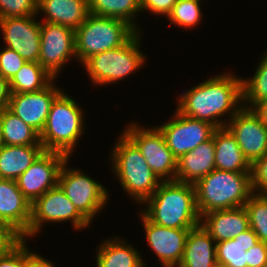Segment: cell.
Listing matches in <instances>:
<instances>
[{"label":"cell","instance_id":"6da1fadb","mask_svg":"<svg viewBox=\"0 0 267 267\" xmlns=\"http://www.w3.org/2000/svg\"><path fill=\"white\" fill-rule=\"evenodd\" d=\"M242 80L230 73L211 77L181 94L176 109L184 116L223 128L227 122L220 117L227 113L230 120L243 107Z\"/></svg>","mask_w":267,"mask_h":267},{"label":"cell","instance_id":"7a4b0ae2","mask_svg":"<svg viewBox=\"0 0 267 267\" xmlns=\"http://www.w3.org/2000/svg\"><path fill=\"white\" fill-rule=\"evenodd\" d=\"M143 204V214L153 223L170 228H194L201 224L193 184L162 181Z\"/></svg>","mask_w":267,"mask_h":267},{"label":"cell","instance_id":"3957f363","mask_svg":"<svg viewBox=\"0 0 267 267\" xmlns=\"http://www.w3.org/2000/svg\"><path fill=\"white\" fill-rule=\"evenodd\" d=\"M194 186L200 217L214 210L242 207L253 194L251 173L214 169Z\"/></svg>","mask_w":267,"mask_h":267},{"label":"cell","instance_id":"277c9868","mask_svg":"<svg viewBox=\"0 0 267 267\" xmlns=\"http://www.w3.org/2000/svg\"><path fill=\"white\" fill-rule=\"evenodd\" d=\"M117 140L110 157L113 173L128 196L143 204L162 181L147 165L141 151L124 133Z\"/></svg>","mask_w":267,"mask_h":267},{"label":"cell","instance_id":"5b68a950","mask_svg":"<svg viewBox=\"0 0 267 267\" xmlns=\"http://www.w3.org/2000/svg\"><path fill=\"white\" fill-rule=\"evenodd\" d=\"M82 108L62 91L52 102L40 143L45 151L59 152L70 158L85 128Z\"/></svg>","mask_w":267,"mask_h":267},{"label":"cell","instance_id":"8992f818","mask_svg":"<svg viewBox=\"0 0 267 267\" xmlns=\"http://www.w3.org/2000/svg\"><path fill=\"white\" fill-rule=\"evenodd\" d=\"M135 33L136 31L122 20L89 14L75 30L76 59L83 64L93 55L121 47Z\"/></svg>","mask_w":267,"mask_h":267},{"label":"cell","instance_id":"52a82bcc","mask_svg":"<svg viewBox=\"0 0 267 267\" xmlns=\"http://www.w3.org/2000/svg\"><path fill=\"white\" fill-rule=\"evenodd\" d=\"M140 33L136 32L121 47L93 55L82 64L94 85L112 84L139 70L146 60L139 49Z\"/></svg>","mask_w":267,"mask_h":267},{"label":"cell","instance_id":"ba28073f","mask_svg":"<svg viewBox=\"0 0 267 267\" xmlns=\"http://www.w3.org/2000/svg\"><path fill=\"white\" fill-rule=\"evenodd\" d=\"M63 163L58 177V185L74 204L78 212L91 224L94 216L100 213L109 199V193L80 169H68V161Z\"/></svg>","mask_w":267,"mask_h":267},{"label":"cell","instance_id":"9c48e42d","mask_svg":"<svg viewBox=\"0 0 267 267\" xmlns=\"http://www.w3.org/2000/svg\"><path fill=\"white\" fill-rule=\"evenodd\" d=\"M123 133L136 145L147 165L161 181L176 180L177 158L167 147L163 133L158 127L143 128L130 123Z\"/></svg>","mask_w":267,"mask_h":267},{"label":"cell","instance_id":"30bf717a","mask_svg":"<svg viewBox=\"0 0 267 267\" xmlns=\"http://www.w3.org/2000/svg\"><path fill=\"white\" fill-rule=\"evenodd\" d=\"M70 220L73 228L81 231L90 223L78 212L59 185L49 189L31 204L29 236L40 232L44 223ZM42 226V227H41Z\"/></svg>","mask_w":267,"mask_h":267},{"label":"cell","instance_id":"8fae6325","mask_svg":"<svg viewBox=\"0 0 267 267\" xmlns=\"http://www.w3.org/2000/svg\"><path fill=\"white\" fill-rule=\"evenodd\" d=\"M174 113L169 122L158 128L164 135L167 147L179 159L199 144L210 140L217 128L209 122L184 116L177 109Z\"/></svg>","mask_w":267,"mask_h":267},{"label":"cell","instance_id":"7c38bea8","mask_svg":"<svg viewBox=\"0 0 267 267\" xmlns=\"http://www.w3.org/2000/svg\"><path fill=\"white\" fill-rule=\"evenodd\" d=\"M40 57L38 62L54 77L75 53V30L48 22H40Z\"/></svg>","mask_w":267,"mask_h":267},{"label":"cell","instance_id":"4fadbf2b","mask_svg":"<svg viewBox=\"0 0 267 267\" xmlns=\"http://www.w3.org/2000/svg\"><path fill=\"white\" fill-rule=\"evenodd\" d=\"M68 157L59 152L44 151L15 181L32 204L38 197L58 185L60 169Z\"/></svg>","mask_w":267,"mask_h":267},{"label":"cell","instance_id":"5bb4252c","mask_svg":"<svg viewBox=\"0 0 267 267\" xmlns=\"http://www.w3.org/2000/svg\"><path fill=\"white\" fill-rule=\"evenodd\" d=\"M225 127L235 137L250 164L267 153V127L251 108L243 106Z\"/></svg>","mask_w":267,"mask_h":267},{"label":"cell","instance_id":"9a60e30c","mask_svg":"<svg viewBox=\"0 0 267 267\" xmlns=\"http://www.w3.org/2000/svg\"><path fill=\"white\" fill-rule=\"evenodd\" d=\"M35 16L0 19V30L5 47L16 51L27 62H38L40 57V22Z\"/></svg>","mask_w":267,"mask_h":267},{"label":"cell","instance_id":"2e32d148","mask_svg":"<svg viewBox=\"0 0 267 267\" xmlns=\"http://www.w3.org/2000/svg\"><path fill=\"white\" fill-rule=\"evenodd\" d=\"M35 92L11 93L8 109L39 134L43 131L52 102L62 92L53 84Z\"/></svg>","mask_w":267,"mask_h":267},{"label":"cell","instance_id":"e0dca14e","mask_svg":"<svg viewBox=\"0 0 267 267\" xmlns=\"http://www.w3.org/2000/svg\"><path fill=\"white\" fill-rule=\"evenodd\" d=\"M145 236L150 248L155 252L164 267H178L186 245L189 230L192 228L163 227L151 222L140 212Z\"/></svg>","mask_w":267,"mask_h":267},{"label":"cell","instance_id":"ac0fdd59","mask_svg":"<svg viewBox=\"0 0 267 267\" xmlns=\"http://www.w3.org/2000/svg\"><path fill=\"white\" fill-rule=\"evenodd\" d=\"M0 220L23 239L29 237L31 203L24 197L15 180L0 179Z\"/></svg>","mask_w":267,"mask_h":267},{"label":"cell","instance_id":"d6986e66","mask_svg":"<svg viewBox=\"0 0 267 267\" xmlns=\"http://www.w3.org/2000/svg\"><path fill=\"white\" fill-rule=\"evenodd\" d=\"M201 224L216 243L230 240L250 228L244 206L208 212L201 217Z\"/></svg>","mask_w":267,"mask_h":267},{"label":"cell","instance_id":"ffe728a7","mask_svg":"<svg viewBox=\"0 0 267 267\" xmlns=\"http://www.w3.org/2000/svg\"><path fill=\"white\" fill-rule=\"evenodd\" d=\"M215 168L213 136L177 160L176 181L195 185Z\"/></svg>","mask_w":267,"mask_h":267},{"label":"cell","instance_id":"44dd1931","mask_svg":"<svg viewBox=\"0 0 267 267\" xmlns=\"http://www.w3.org/2000/svg\"><path fill=\"white\" fill-rule=\"evenodd\" d=\"M216 242L199 224L189 230L184 253L178 267H217Z\"/></svg>","mask_w":267,"mask_h":267},{"label":"cell","instance_id":"7402d4cb","mask_svg":"<svg viewBox=\"0 0 267 267\" xmlns=\"http://www.w3.org/2000/svg\"><path fill=\"white\" fill-rule=\"evenodd\" d=\"M44 12L46 20L76 30L89 13L88 0H38L37 13Z\"/></svg>","mask_w":267,"mask_h":267},{"label":"cell","instance_id":"603a6c76","mask_svg":"<svg viewBox=\"0 0 267 267\" xmlns=\"http://www.w3.org/2000/svg\"><path fill=\"white\" fill-rule=\"evenodd\" d=\"M215 168L221 171L251 173V164L244 157L235 137L226 127L213 133Z\"/></svg>","mask_w":267,"mask_h":267},{"label":"cell","instance_id":"cb8c5ba5","mask_svg":"<svg viewBox=\"0 0 267 267\" xmlns=\"http://www.w3.org/2000/svg\"><path fill=\"white\" fill-rule=\"evenodd\" d=\"M44 151L43 145H4L0 149V179L16 180Z\"/></svg>","mask_w":267,"mask_h":267},{"label":"cell","instance_id":"d4e9b609","mask_svg":"<svg viewBox=\"0 0 267 267\" xmlns=\"http://www.w3.org/2000/svg\"><path fill=\"white\" fill-rule=\"evenodd\" d=\"M96 252L97 267H146L136 248L116 237L100 243Z\"/></svg>","mask_w":267,"mask_h":267},{"label":"cell","instance_id":"484cf974","mask_svg":"<svg viewBox=\"0 0 267 267\" xmlns=\"http://www.w3.org/2000/svg\"><path fill=\"white\" fill-rule=\"evenodd\" d=\"M258 241V236L249 228L230 240L216 243L218 266L247 267V250Z\"/></svg>","mask_w":267,"mask_h":267},{"label":"cell","instance_id":"4316f807","mask_svg":"<svg viewBox=\"0 0 267 267\" xmlns=\"http://www.w3.org/2000/svg\"><path fill=\"white\" fill-rule=\"evenodd\" d=\"M0 128L4 145H42L40 134L8 108L0 113Z\"/></svg>","mask_w":267,"mask_h":267},{"label":"cell","instance_id":"83f0119b","mask_svg":"<svg viewBox=\"0 0 267 267\" xmlns=\"http://www.w3.org/2000/svg\"><path fill=\"white\" fill-rule=\"evenodd\" d=\"M89 13L101 16L116 18L126 22L136 32L140 28L134 21V17L141 12V0H88Z\"/></svg>","mask_w":267,"mask_h":267},{"label":"cell","instance_id":"f1b7e54d","mask_svg":"<svg viewBox=\"0 0 267 267\" xmlns=\"http://www.w3.org/2000/svg\"><path fill=\"white\" fill-rule=\"evenodd\" d=\"M54 78L39 62H25L9 80L11 93H28L42 90Z\"/></svg>","mask_w":267,"mask_h":267},{"label":"cell","instance_id":"f546056e","mask_svg":"<svg viewBox=\"0 0 267 267\" xmlns=\"http://www.w3.org/2000/svg\"><path fill=\"white\" fill-rule=\"evenodd\" d=\"M243 106L252 108L256 103L267 100V52L251 78L242 80ZM245 104V105H244Z\"/></svg>","mask_w":267,"mask_h":267},{"label":"cell","instance_id":"4dcf8cb0","mask_svg":"<svg viewBox=\"0 0 267 267\" xmlns=\"http://www.w3.org/2000/svg\"><path fill=\"white\" fill-rule=\"evenodd\" d=\"M249 226L259 241L267 243V195L253 193L244 204Z\"/></svg>","mask_w":267,"mask_h":267},{"label":"cell","instance_id":"1f68e13d","mask_svg":"<svg viewBox=\"0 0 267 267\" xmlns=\"http://www.w3.org/2000/svg\"><path fill=\"white\" fill-rule=\"evenodd\" d=\"M203 0H178L167 15L170 24L184 29L194 28L201 22V2Z\"/></svg>","mask_w":267,"mask_h":267},{"label":"cell","instance_id":"d6a6232c","mask_svg":"<svg viewBox=\"0 0 267 267\" xmlns=\"http://www.w3.org/2000/svg\"><path fill=\"white\" fill-rule=\"evenodd\" d=\"M38 0H0V19L36 16Z\"/></svg>","mask_w":267,"mask_h":267},{"label":"cell","instance_id":"836d02e7","mask_svg":"<svg viewBox=\"0 0 267 267\" xmlns=\"http://www.w3.org/2000/svg\"><path fill=\"white\" fill-rule=\"evenodd\" d=\"M26 60L16 51L7 47L0 50V74L7 80L17 73Z\"/></svg>","mask_w":267,"mask_h":267},{"label":"cell","instance_id":"e575fe53","mask_svg":"<svg viewBox=\"0 0 267 267\" xmlns=\"http://www.w3.org/2000/svg\"><path fill=\"white\" fill-rule=\"evenodd\" d=\"M251 186L253 193L267 195V153L251 164Z\"/></svg>","mask_w":267,"mask_h":267},{"label":"cell","instance_id":"d590c367","mask_svg":"<svg viewBox=\"0 0 267 267\" xmlns=\"http://www.w3.org/2000/svg\"><path fill=\"white\" fill-rule=\"evenodd\" d=\"M0 267H25V239L0 257Z\"/></svg>","mask_w":267,"mask_h":267},{"label":"cell","instance_id":"8d00e7d4","mask_svg":"<svg viewBox=\"0 0 267 267\" xmlns=\"http://www.w3.org/2000/svg\"><path fill=\"white\" fill-rule=\"evenodd\" d=\"M22 237L8 224L0 220V257L13 248Z\"/></svg>","mask_w":267,"mask_h":267},{"label":"cell","instance_id":"74e56055","mask_svg":"<svg viewBox=\"0 0 267 267\" xmlns=\"http://www.w3.org/2000/svg\"><path fill=\"white\" fill-rule=\"evenodd\" d=\"M247 267H267V243L258 241L247 250Z\"/></svg>","mask_w":267,"mask_h":267},{"label":"cell","instance_id":"f35d334b","mask_svg":"<svg viewBox=\"0 0 267 267\" xmlns=\"http://www.w3.org/2000/svg\"><path fill=\"white\" fill-rule=\"evenodd\" d=\"M178 0H141V11H150L155 15H167Z\"/></svg>","mask_w":267,"mask_h":267},{"label":"cell","instance_id":"ab89813d","mask_svg":"<svg viewBox=\"0 0 267 267\" xmlns=\"http://www.w3.org/2000/svg\"><path fill=\"white\" fill-rule=\"evenodd\" d=\"M25 267H55L51 261L44 259L27 248L25 239Z\"/></svg>","mask_w":267,"mask_h":267},{"label":"cell","instance_id":"60d3db41","mask_svg":"<svg viewBox=\"0 0 267 267\" xmlns=\"http://www.w3.org/2000/svg\"><path fill=\"white\" fill-rule=\"evenodd\" d=\"M10 98L11 91L9 86V80L5 79L0 74V113L9 107Z\"/></svg>","mask_w":267,"mask_h":267},{"label":"cell","instance_id":"b9f144b4","mask_svg":"<svg viewBox=\"0 0 267 267\" xmlns=\"http://www.w3.org/2000/svg\"><path fill=\"white\" fill-rule=\"evenodd\" d=\"M251 109L257 114L261 122L267 127V100L256 103Z\"/></svg>","mask_w":267,"mask_h":267},{"label":"cell","instance_id":"7bdbcfd3","mask_svg":"<svg viewBox=\"0 0 267 267\" xmlns=\"http://www.w3.org/2000/svg\"><path fill=\"white\" fill-rule=\"evenodd\" d=\"M4 146V142H3V137H2V133H1V128H0V149Z\"/></svg>","mask_w":267,"mask_h":267}]
</instances>
